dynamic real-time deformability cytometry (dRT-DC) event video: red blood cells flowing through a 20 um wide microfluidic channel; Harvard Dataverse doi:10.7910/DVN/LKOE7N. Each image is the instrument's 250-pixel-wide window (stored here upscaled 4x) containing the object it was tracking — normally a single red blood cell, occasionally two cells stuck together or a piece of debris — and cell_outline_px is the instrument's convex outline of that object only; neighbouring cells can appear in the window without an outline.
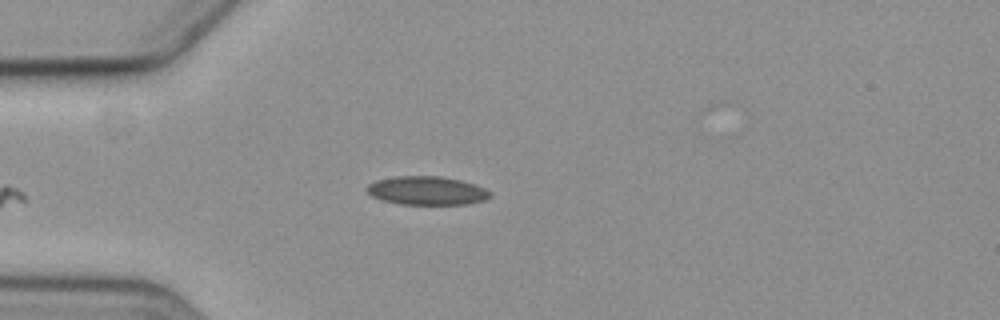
{"species": "common noctule bat (a hibernating species)", "species_latin": "Nyctalus noctula", "temperature_condition": "cold", "stored_images_in_passage": 2, "camera_frame_rate_fps": 3000, "um_per_image_px": 0.085, "animal": {"sex": "female", "body_mass_g": 19.3, "forearm_length_mm": 54.1}, "frame": {"image": 1, "passage_image": 1, "time_ms": 0.0, "image_size_px": [1000, 320], "cell_outline_px": [[492, 196], [484, 200], [468, 204], [400, 204], [380, 200], [372, 196], [368, 192], [368, 184], [376, 180], [396, 176], [440, 176], [460, 180], [484, 188], [492, 192]], "centroid_in_image_um": [36.29, 16.21], "position_along_channel_um": 48.7, "area_um2": 20.46}}